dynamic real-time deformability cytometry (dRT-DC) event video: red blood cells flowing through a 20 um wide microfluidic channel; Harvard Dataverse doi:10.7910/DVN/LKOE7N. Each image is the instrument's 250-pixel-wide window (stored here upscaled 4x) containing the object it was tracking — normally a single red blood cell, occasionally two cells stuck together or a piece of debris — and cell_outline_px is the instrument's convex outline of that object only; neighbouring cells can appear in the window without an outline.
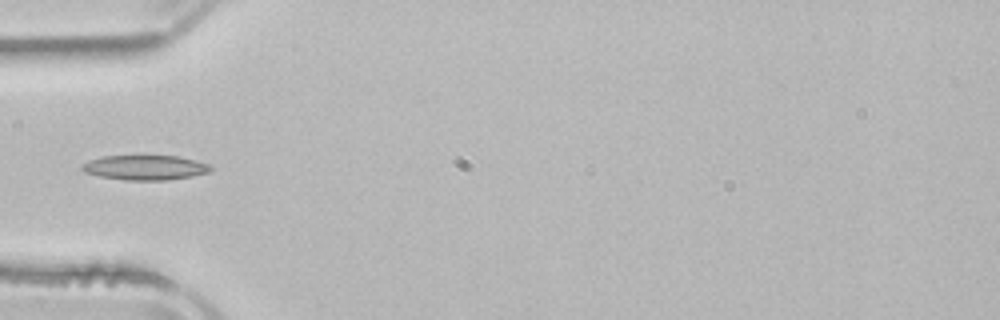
{"species": "common noctule bat (a hibernating species)", "species_latin": "Nyctalus noctula", "temperature_condition": "room temperature", "stored_images_in_passage": 2, "camera_frame_rate_fps": 3000, "um_per_image_px": 0.085, "animal": {"sex": "male", "body_mass_g": 21.5, "forearm_length_mm": 52.0}, "frame": {"image": 1, "passage_image": 2, "time_ms": 1.667, "image_size_px": [1000, 320], "cell_outline_px": [[212, 172], [192, 176], [168, 180], [124, 180], [100, 176], [84, 172], [80, 168], [80, 164], [88, 160], [104, 156], [144, 152], [180, 156], [212, 164]], "centroid_in_image_um": [12.35, 14.18], "position_along_channel_um": 72.6, "area_um2": 19.94}}